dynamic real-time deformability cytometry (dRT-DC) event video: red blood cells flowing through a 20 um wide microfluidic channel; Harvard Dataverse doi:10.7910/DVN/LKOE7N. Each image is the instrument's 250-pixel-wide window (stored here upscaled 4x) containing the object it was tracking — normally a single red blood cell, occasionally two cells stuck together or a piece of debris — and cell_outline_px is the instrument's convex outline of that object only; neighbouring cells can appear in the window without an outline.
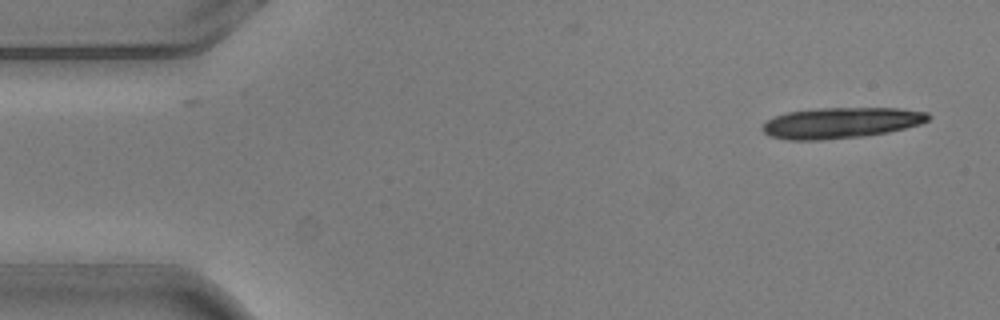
{"species": "common noctule bat (a hibernating species)", "species_latin": "Nyctalus noctula", "temperature_condition": "warm", "stored_images_in_passage": 10, "camera_frame_rate_fps": 3000, "um_per_image_px": 0.085, "animal": {"sex": "male", "body_mass_g": 20.5, "forearm_length_mm": 52.5}, "frame": {"image": 1, "passage_image": 1, "time_ms": 0.0, "image_size_px": [1000, 320], "cell_outline_px": [[932, 116], [928, 120], [920, 124], [888, 132], [864, 136], [820, 140], [788, 140], [768, 136], [760, 128], [768, 120], [776, 116], [788, 112], [820, 108], [900, 108], [928, 112]], "centroid_in_image_um": [71.49, 10.44], "position_along_channel_um": 13.5, "area_um2": 29.82}}
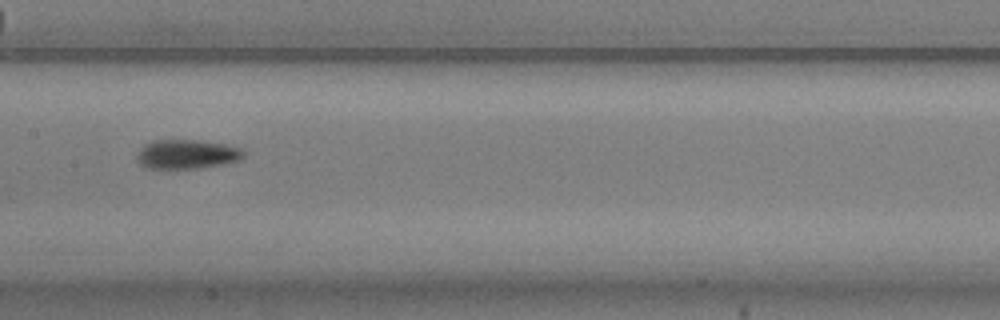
{"frame": {"image": 2, "passage_image": 8, "time_ms": 2.333, "image_size_px": [1000, 320], "cell_outline_px": [[244, 156], [240, 160], [200, 168], [144, 168], [136, 160], [136, 152], [144, 144], [152, 140], [196, 140], [224, 144], [240, 148], [244, 152]], "centroid_in_image_um": [15.81, 13.1], "position_along_channel_um": 191.6, "area_um2": 18.21}}
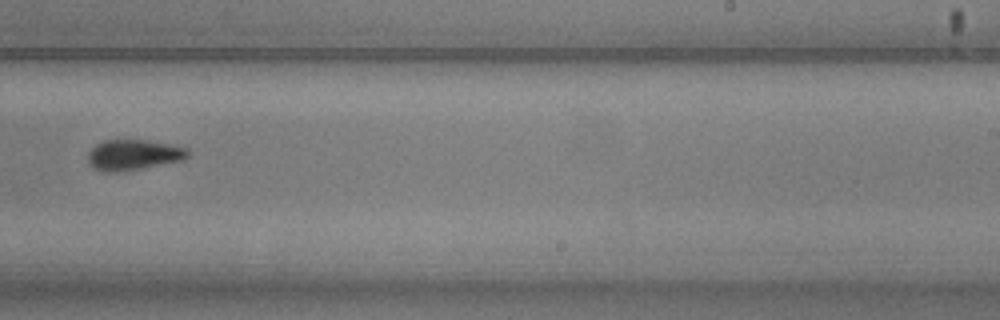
{"frame": {"image": 3, "passage_image": 10, "time_ms": 3.0, "image_size_px": [1000, 320], "cell_outline_px": [[188, 156], [184, 160], [120, 172], [104, 172], [92, 168], [88, 164], [88, 152], [96, 144], [104, 140], [144, 140], [188, 148]], "centroid_in_image_um": [11.29, 13.18], "position_along_channel_um": 277.7, "area_um2": 17.74}}